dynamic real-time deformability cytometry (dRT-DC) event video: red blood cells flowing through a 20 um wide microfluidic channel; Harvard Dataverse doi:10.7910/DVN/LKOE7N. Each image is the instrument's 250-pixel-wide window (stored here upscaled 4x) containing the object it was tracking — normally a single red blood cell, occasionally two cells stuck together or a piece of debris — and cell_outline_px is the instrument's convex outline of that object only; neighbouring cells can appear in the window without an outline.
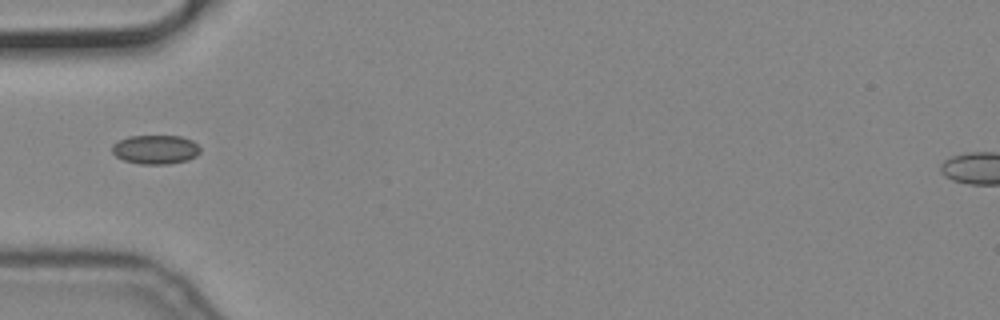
{"species": "common noctule bat (a hibernating species)", "species_latin": "Nyctalus noctula", "temperature_condition": "cold", "stored_images_in_passage": 6, "camera_frame_rate_fps": 3000, "um_per_image_px": 0.085, "animal": {"sex": "male", "body_mass_g": 19.2, "forearm_length_mm": 51.8}, "frame": {"image": 1, "passage_image": 1, "time_ms": 0.0, "image_size_px": [1000, 320], "cell_outline_px": [[200, 152], [196, 156], [188, 160], [168, 164], [140, 164], [124, 160], [116, 156], [112, 152], [112, 144], [128, 136], [180, 136], [192, 140], [200, 148]], "centroid_in_image_um": [13.22, 12.71], "position_along_channel_um": 71.8, "area_um2": 14.91}}
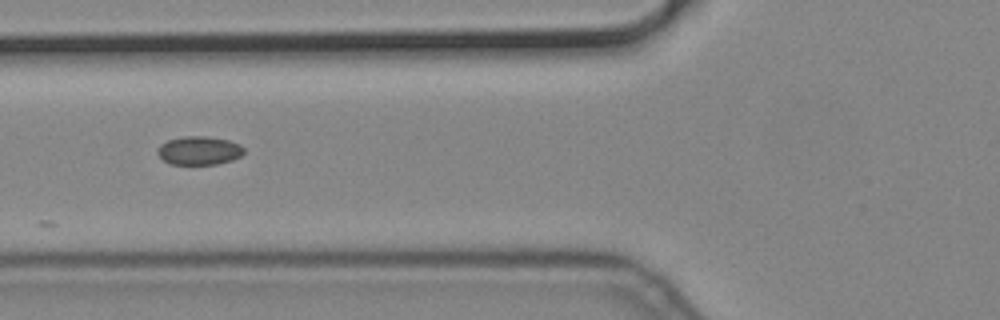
{"frame": {"image": 2, "passage_image": 4, "time_ms": 1.0, "image_size_px": [1000, 320], "cell_outline_px": [[244, 152], [240, 156], [232, 160], [216, 164], [168, 164], [156, 152], [160, 144], [168, 140], [184, 136], [204, 136], [228, 140], [240, 144], [244, 148]], "centroid_in_image_um": [16.92, 12.79], "position_along_channel_um": 108.9, "area_um2": 14.33}}